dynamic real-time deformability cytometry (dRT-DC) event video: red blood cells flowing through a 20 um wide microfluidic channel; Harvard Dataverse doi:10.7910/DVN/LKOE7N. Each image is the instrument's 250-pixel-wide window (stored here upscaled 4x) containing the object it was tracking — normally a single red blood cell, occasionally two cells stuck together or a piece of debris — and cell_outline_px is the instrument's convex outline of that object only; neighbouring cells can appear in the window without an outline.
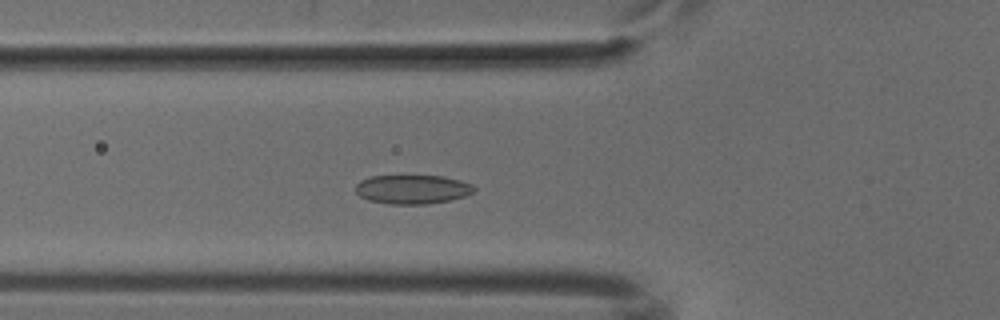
{"species": "common noctule bat (a hibernating species)", "species_latin": "Nyctalus noctula", "temperature_condition": "cold", "stored_images_in_passage": 50, "camera_frame_rate_fps": 3000, "um_per_image_px": 0.085, "animal": {"sex": "male", "body_mass_g": 18.8}, "frame": {"image": 1, "passage_image": 17, "time_ms": 5.333, "image_size_px": [1000, 320], "cell_outline_px": [[476, 188], [472, 192], [464, 196], [452, 200], [424, 204], [388, 204], [368, 200], [360, 196], [356, 192], [356, 184], [360, 180], [368, 176], [444, 176], [460, 180], [472, 184]], "centroid_in_image_um": [35.04, 16.09], "position_along_channel_um": 90.8, "area_um2": 20.11}}
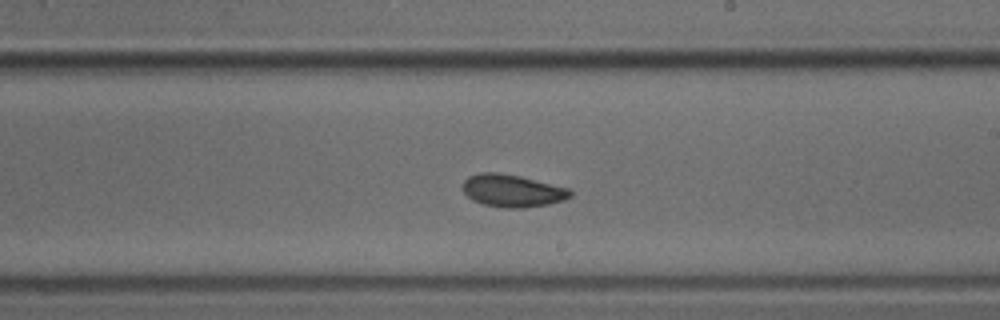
{"frame": {"image": 2, "passage_image": 29, "time_ms": 9.333, "image_size_px": [1000, 320], "cell_outline_px": [[572, 196], [564, 200], [548, 204], [520, 208], [504, 208], [484, 204], [472, 200], [464, 192], [464, 180], [468, 176], [480, 172], [496, 172], [520, 176], [568, 188], [572, 192]], "centroid_in_image_um": [43.55, 16.21], "position_along_channel_um": 245.5, "area_um2": 20.23}}
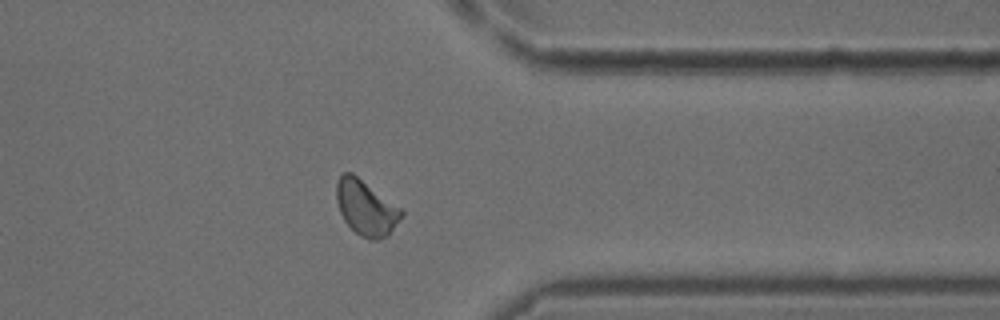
{"frame": {"image": 3, "passage_image": 40, "time_ms": 13.0, "image_size_px": [1000, 320], "cell_outline_px": [[404, 212], [388, 236], [380, 240], [368, 240], [360, 236], [344, 220], [340, 212], [336, 200], [336, 180], [344, 172], [352, 172], [400, 208]], "centroid_in_image_um": [31.08, 17.67], "position_along_channel_um": 380.3, "area_um2": 20.69}}